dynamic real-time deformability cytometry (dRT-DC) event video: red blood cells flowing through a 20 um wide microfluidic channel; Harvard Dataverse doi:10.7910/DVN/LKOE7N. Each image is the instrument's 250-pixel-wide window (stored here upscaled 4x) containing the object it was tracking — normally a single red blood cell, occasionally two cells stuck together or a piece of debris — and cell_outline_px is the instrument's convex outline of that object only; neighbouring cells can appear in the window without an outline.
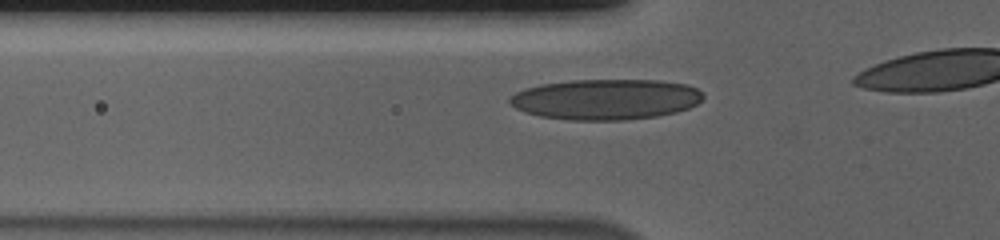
{"species": "human", "species_latin": "Homo sapiens", "temperature_condition": "cold", "stored_images_in_passage": 15, "camera_frame_rate_fps": 3000, "um_per_image_px": 0.085, "donor": {"sex": "male"}, "frame": {"image": 1, "passage_image": 9, "time_ms": 2.667, "image_size_px": [1000, 240], "cell_outline_px": [[704, 96], [696, 104], [688, 108], [676, 112], [656, 116], [624, 120], [568, 120], [540, 116], [524, 112], [508, 104], [508, 96], [524, 88], [540, 84], [572, 80], [660, 80], [688, 84], [704, 92]], "centroid_in_image_um": [51.46, 8.44], "position_along_channel_um": 74.3, "area_um2": 46.12}}
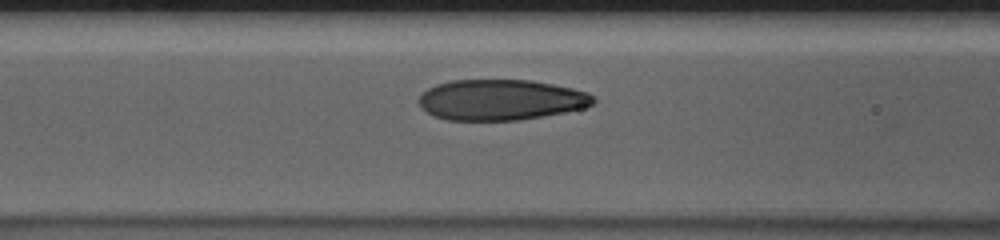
{"frame": {"image": 2, "passage_image": 13, "time_ms": 4.0, "image_size_px": [1000, 240], "cell_outline_px": [[596, 100], [592, 104], [580, 108], [564, 112], [520, 120], [448, 120], [432, 116], [416, 100], [428, 88], [436, 84], [452, 80], [532, 80], [572, 88], [588, 92]], "centroid_in_image_um": [42.54, 8.48], "position_along_channel_um": 124.1, "area_um2": 41.21}}